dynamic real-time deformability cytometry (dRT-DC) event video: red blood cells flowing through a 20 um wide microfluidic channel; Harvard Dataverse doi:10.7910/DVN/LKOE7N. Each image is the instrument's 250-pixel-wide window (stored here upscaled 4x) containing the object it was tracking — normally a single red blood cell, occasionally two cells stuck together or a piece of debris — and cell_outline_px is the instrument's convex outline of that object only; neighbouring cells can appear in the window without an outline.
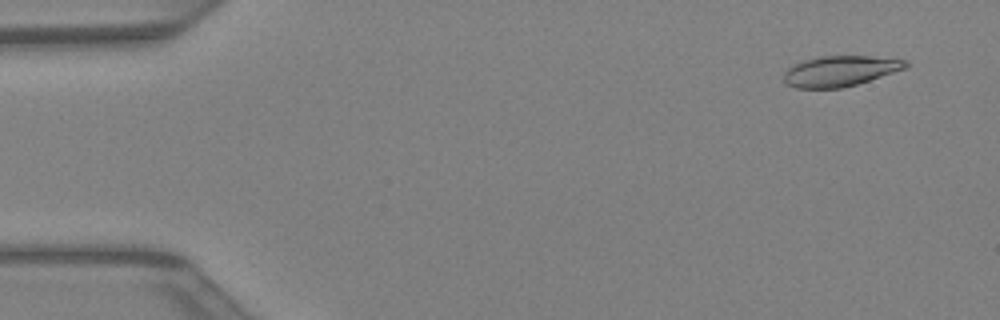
{"species": "Egyptian fruit bat (a non-hibernating species)", "species_latin": "Rousettus aegyptiacus", "temperature_condition": "warm", "stored_images_in_passage": 42, "camera_frame_rate_fps": 3000, "um_per_image_px": 0.085, "animal": {"sex": "female"}, "frame": {"image": 1, "passage_image": 3, "time_ms": 0.667, "image_size_px": [1000, 320], "cell_outline_px": [[908, 68], [856, 84], [840, 88], [796, 88], [788, 84], [784, 80], [784, 72], [792, 64], [800, 60], [816, 56], [868, 56], [908, 60]], "centroid_in_image_um": [71.39, 6.02], "position_along_channel_um": 13.6, "area_um2": 21.79}}
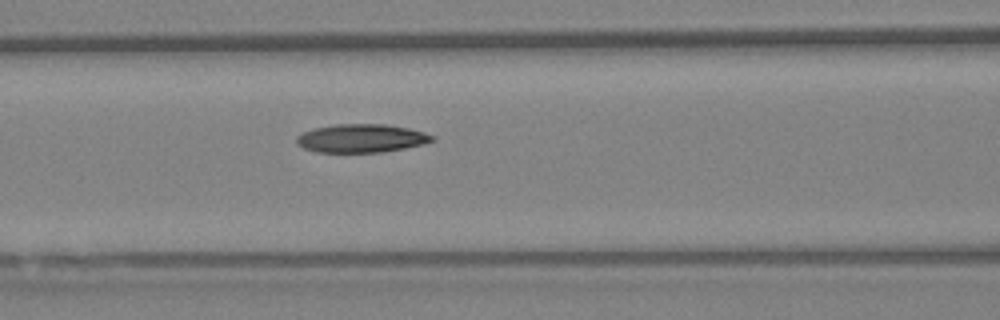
{"frame": {"image": 2, "passage_image": 18, "time_ms": 5.667, "image_size_px": [1000, 320], "cell_outline_px": [[436, 140], [424, 144], [384, 152], [316, 152], [304, 148], [296, 144], [296, 136], [312, 128], [336, 124], [384, 124], [408, 128], [424, 132], [436, 136]], "centroid_in_image_um": [30.72, 11.75], "position_along_channel_um": 135.9, "area_um2": 22.6}}
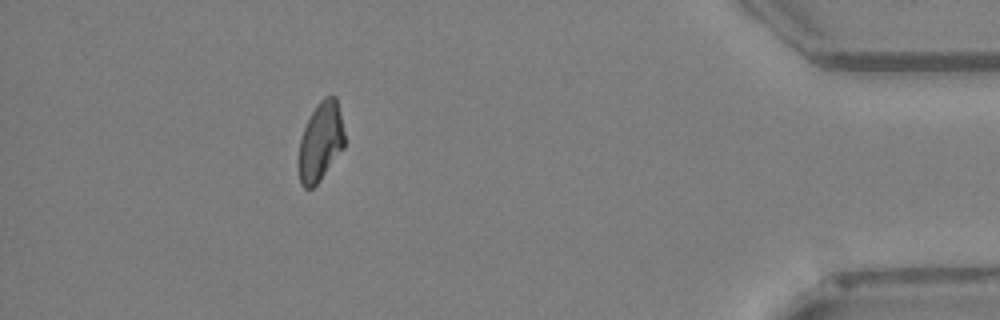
{"frame": {"image": 3, "passage_image": 38, "time_ms": 12.333, "image_size_px": [1000, 320], "cell_outline_px": [[344, 148], [320, 180], [312, 188], [304, 188], [300, 184], [296, 164], [300, 136], [316, 104], [324, 96], [336, 96], [340, 112], [344, 132]], "centroid_in_image_um": [27.21, 12.07], "position_along_channel_um": 408.0, "area_um2": 21.5}}